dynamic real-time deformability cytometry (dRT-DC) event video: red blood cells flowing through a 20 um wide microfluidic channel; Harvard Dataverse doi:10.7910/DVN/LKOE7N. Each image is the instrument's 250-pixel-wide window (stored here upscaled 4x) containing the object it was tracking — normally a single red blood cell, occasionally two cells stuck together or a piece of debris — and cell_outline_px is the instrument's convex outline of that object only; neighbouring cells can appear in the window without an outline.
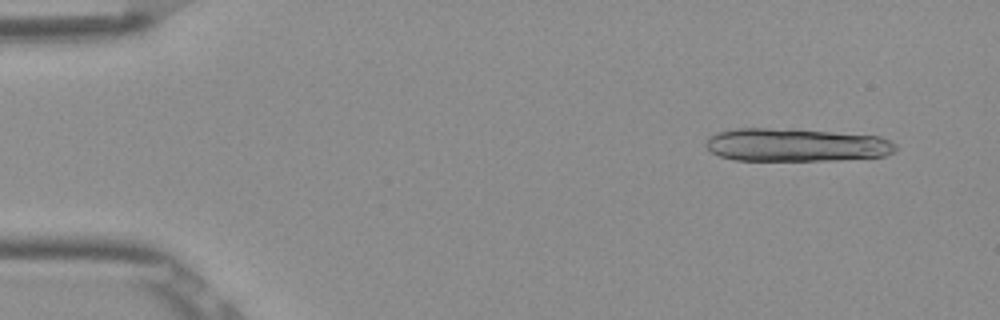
{"species": "Egyptian fruit bat (a non-hibernating species)", "species_latin": "Rousettus aegyptiacus", "temperature_condition": "room temperature", "stored_images_in_passage": 15, "camera_frame_rate_fps": 3000, "um_per_image_px": 0.085, "frame": {"image": 1, "passage_image": 4, "time_ms": 1.0, "image_size_px": [1000, 320], "cell_outline_px": [[896, 152], [884, 156], [836, 160], [732, 160], [720, 156], [712, 152], [704, 144], [708, 136], [716, 132], [736, 128], [768, 128], [832, 132], [880, 136], [896, 144]], "centroid_in_image_um": [67.63, 12.32], "position_along_channel_um": 17.4, "area_um2": 36.59}}